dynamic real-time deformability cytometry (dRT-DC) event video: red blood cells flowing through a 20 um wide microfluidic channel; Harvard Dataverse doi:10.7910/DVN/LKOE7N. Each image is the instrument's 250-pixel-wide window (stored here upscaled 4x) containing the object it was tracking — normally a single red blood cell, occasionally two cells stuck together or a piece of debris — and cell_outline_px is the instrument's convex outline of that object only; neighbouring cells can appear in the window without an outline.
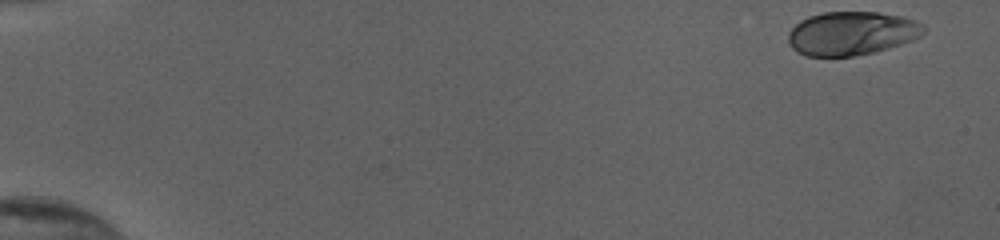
{"species": "human", "species_latin": "Homo sapiens", "temperature_condition": "cold", "stored_images_in_passage": 15, "camera_frame_rate_fps": 3000, "um_per_image_px": 0.085, "donor": {"sex": "female"}, "frame": {"image": 1, "passage_image": 1, "time_ms": 0.0, "image_size_px": [1000, 240], "cell_outline_px": [[924, 32], [920, 36], [912, 40], [876, 52], [852, 56], [804, 56], [796, 52], [788, 44], [788, 32], [800, 20], [808, 16], [824, 12], [880, 12], [900, 16], [916, 20], [924, 24]], "centroid_in_image_um": [72.37, 2.83], "position_along_channel_um": 12.6, "area_um2": 34.68}}